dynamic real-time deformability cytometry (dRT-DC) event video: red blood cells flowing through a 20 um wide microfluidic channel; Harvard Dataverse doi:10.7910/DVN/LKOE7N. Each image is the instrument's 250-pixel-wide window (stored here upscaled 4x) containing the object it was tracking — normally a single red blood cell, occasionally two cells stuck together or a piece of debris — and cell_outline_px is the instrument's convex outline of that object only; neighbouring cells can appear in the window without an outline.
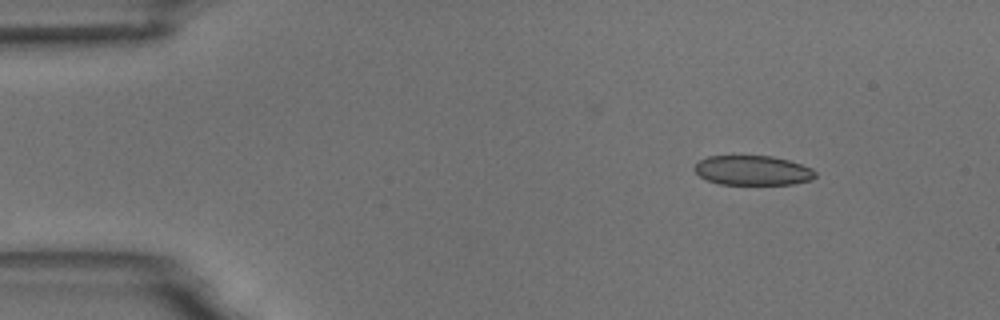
{"species": "common noctule bat (a hibernating species)", "species_latin": "Nyctalus noctula", "temperature_condition": "room temperature", "stored_images_in_passage": 5, "camera_frame_rate_fps": 3000, "um_per_image_px": 0.085, "animal": {"sex": "male", "body_mass_g": 18.8}, "frame": {"image": 1, "passage_image": 1, "time_ms": 0.0, "image_size_px": [1000, 320], "cell_outline_px": [[816, 176], [812, 180], [792, 184], [720, 184], [708, 180], [700, 176], [692, 168], [700, 160], [708, 156], [772, 156], [788, 160], [812, 168], [816, 172]], "centroid_in_image_um": [63.99, 14.48], "position_along_channel_um": 21.0, "area_um2": 20.81}}
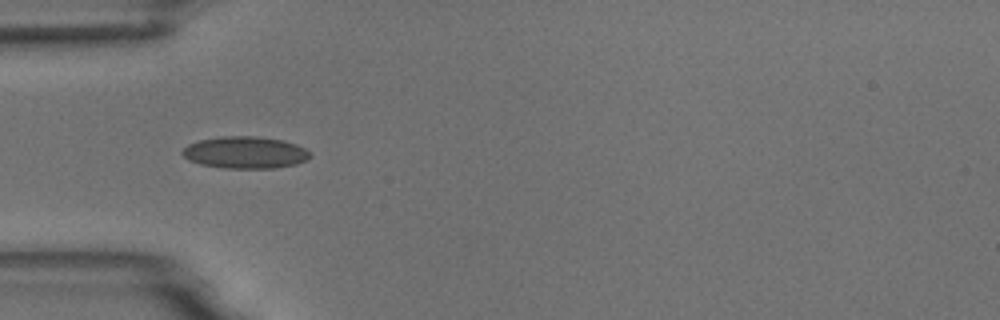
{"frame": {"image": 2, "passage_image": 4, "time_ms": 3.333, "image_size_px": [1000, 320], "cell_outline_px": [[312, 156], [308, 160], [296, 164], [276, 168], [224, 168], [200, 164], [188, 160], [180, 152], [188, 144], [200, 140], [224, 136], [256, 136], [284, 140], [296, 144], [312, 152]], "centroid_in_image_um": [20.88, 12.96], "position_along_channel_um": 64.1, "area_um2": 23.99}}